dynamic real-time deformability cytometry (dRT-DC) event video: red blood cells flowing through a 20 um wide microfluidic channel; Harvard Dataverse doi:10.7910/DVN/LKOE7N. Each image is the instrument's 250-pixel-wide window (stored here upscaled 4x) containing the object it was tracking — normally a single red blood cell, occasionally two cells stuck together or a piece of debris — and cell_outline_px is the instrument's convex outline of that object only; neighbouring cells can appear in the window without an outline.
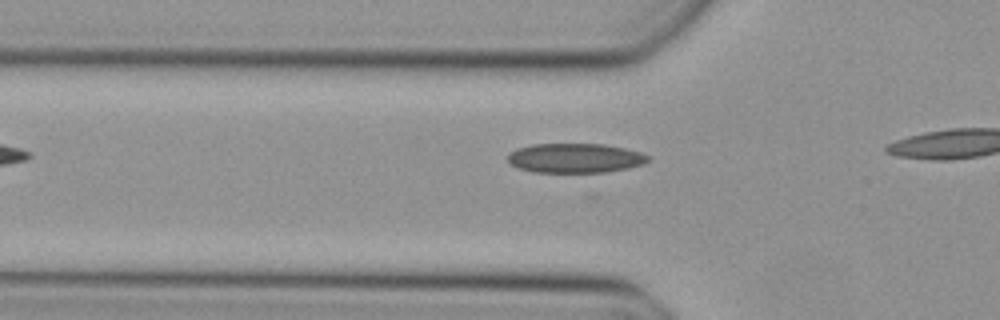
{"species": "Egyptian fruit bat (a non-hibernating species)", "species_latin": "Rousettus aegyptiacus", "temperature_condition": "cold", "stored_images_in_passage": 9, "camera_frame_rate_fps": 3000, "um_per_image_px": 0.085, "animal": {"sex": "female"}, "frame": {"image": 1, "passage_image": 7, "time_ms": 2.0, "image_size_px": [1000, 320], "cell_outline_px": [[652, 160], [644, 164], [628, 168], [604, 172], [532, 172], [520, 168], [512, 164], [508, 160], [508, 156], [516, 148], [532, 144], [604, 144], [624, 148], [640, 152], [648, 156]], "centroid_in_image_um": [48.92, 13.43], "position_along_channel_um": 76.9, "area_um2": 24.04}}